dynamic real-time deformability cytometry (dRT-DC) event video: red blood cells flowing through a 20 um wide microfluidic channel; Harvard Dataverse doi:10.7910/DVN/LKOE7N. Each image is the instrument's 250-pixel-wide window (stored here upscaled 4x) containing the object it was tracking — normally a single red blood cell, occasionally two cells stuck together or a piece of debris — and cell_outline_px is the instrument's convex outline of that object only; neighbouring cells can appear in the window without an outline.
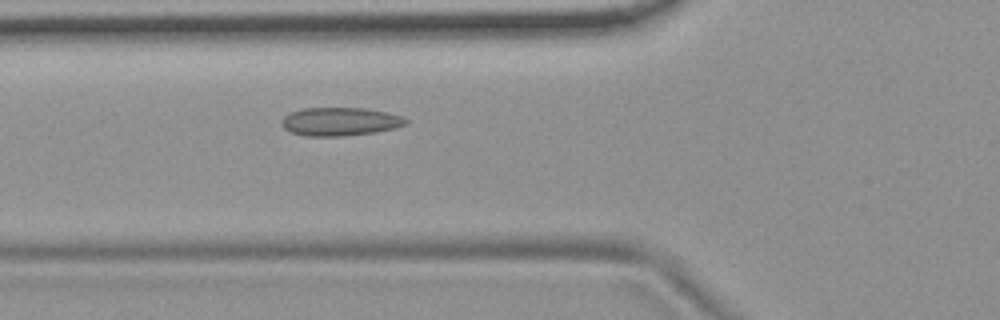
{"species": "common noctule bat (a hibernating species)", "species_latin": "Nyctalus noctula", "temperature_condition": "room temperature", "stored_images_in_passage": 5, "camera_frame_rate_fps": 3000, "um_per_image_px": 0.085, "animal": {"sex": "female", "body_mass_g": 19.9}, "frame": {"image": 1, "passage_image": 5, "time_ms": 4.667, "image_size_px": [1000, 320], "cell_outline_px": [[408, 124], [396, 128], [376, 132], [344, 136], [304, 136], [292, 132], [284, 128], [284, 116], [292, 112], [304, 108], [364, 108], [388, 112], [400, 116], [408, 120]], "centroid_in_image_um": [28.97, 10.34], "position_along_channel_um": 96.8, "area_um2": 20.4}}